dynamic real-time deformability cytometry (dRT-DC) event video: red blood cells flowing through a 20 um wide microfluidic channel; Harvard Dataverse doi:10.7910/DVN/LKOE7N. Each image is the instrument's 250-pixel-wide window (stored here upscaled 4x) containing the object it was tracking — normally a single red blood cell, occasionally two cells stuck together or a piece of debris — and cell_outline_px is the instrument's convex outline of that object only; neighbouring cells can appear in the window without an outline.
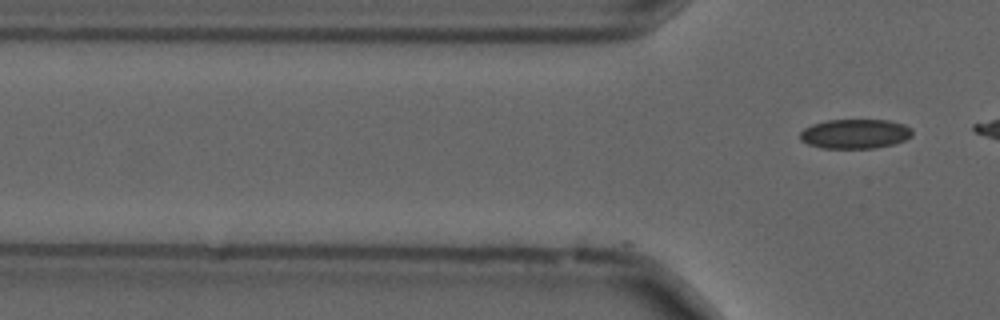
{"species": "common noctule bat (a hibernating species)", "species_latin": "Nyctalus noctula", "temperature_condition": "cold", "stored_images_in_passage": 6, "camera_frame_rate_fps": 3000, "um_per_image_px": 0.085, "animal": {"sex": "male", "forearm_length_mm": 52.5}, "frame": {"image": 1, "passage_image": 6, "time_ms": 1.667, "image_size_px": [1000, 320], "cell_outline_px": [[912, 136], [904, 140], [892, 144], [872, 148], [820, 148], [808, 144], [800, 140], [800, 132], [804, 128], [812, 124], [828, 120], [888, 120], [904, 124], [912, 128]], "centroid_in_image_um": [72.66, 11.37], "position_along_channel_um": 53.1, "area_um2": 19.31}}